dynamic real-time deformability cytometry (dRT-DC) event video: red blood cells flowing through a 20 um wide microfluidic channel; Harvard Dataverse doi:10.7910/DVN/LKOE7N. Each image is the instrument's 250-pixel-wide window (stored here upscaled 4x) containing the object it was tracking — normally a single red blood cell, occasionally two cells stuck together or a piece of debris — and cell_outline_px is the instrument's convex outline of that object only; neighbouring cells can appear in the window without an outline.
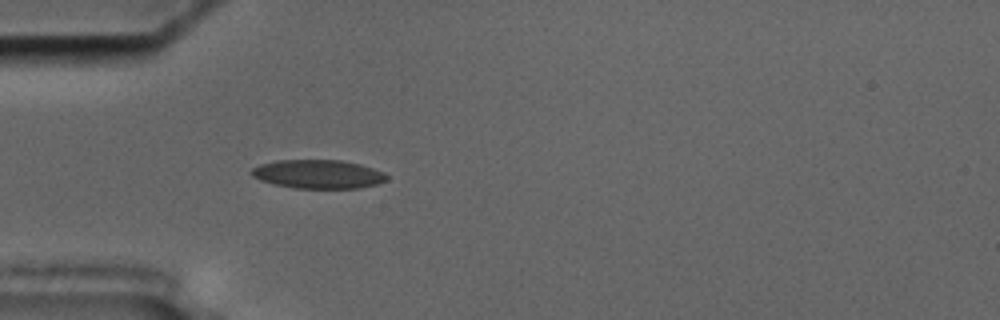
{"species": "common noctule bat (a hibernating species)", "species_latin": "Nyctalus noctula", "temperature_condition": "cold", "stored_images_in_passage": 45, "camera_frame_rate_fps": 3000, "um_per_image_px": 0.085, "animal": {"sex": "male", "body_mass_g": 17.5, "forearm_length_mm": 52.3}, "frame": {"image": 1, "passage_image": 6, "time_ms": 1.667, "image_size_px": [1000, 320], "cell_outline_px": [[388, 180], [376, 184], [360, 188], [296, 188], [276, 184], [260, 180], [252, 176], [248, 172], [252, 168], [260, 164], [276, 160], [340, 160], [360, 164], [384, 172], [388, 176]], "centroid_in_image_um": [27.03, 14.8], "position_along_channel_um": 58.0, "area_um2": 22.66}}
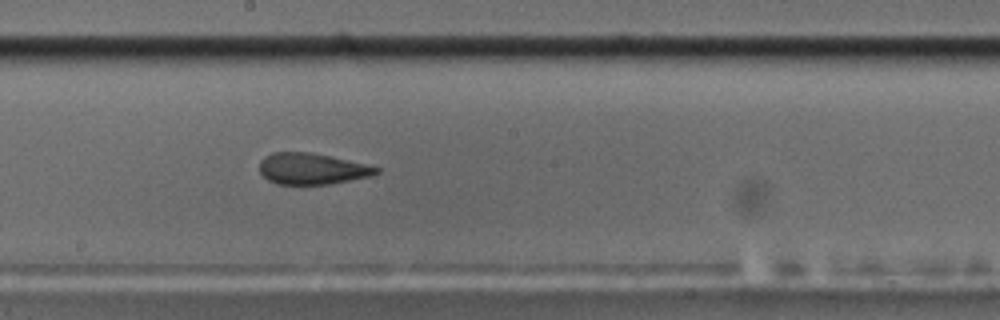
{"frame": {"image": 2, "passage_image": 20, "time_ms": 6.333, "image_size_px": [1000, 320], "cell_outline_px": [[380, 172], [372, 176], [328, 184], [276, 184], [268, 180], [260, 172], [260, 160], [264, 156], [272, 152], [312, 152], [372, 164], [380, 168]], "centroid_in_image_um": [26.57, 14.33], "position_along_channel_um": 221.6, "area_um2": 21.62}}
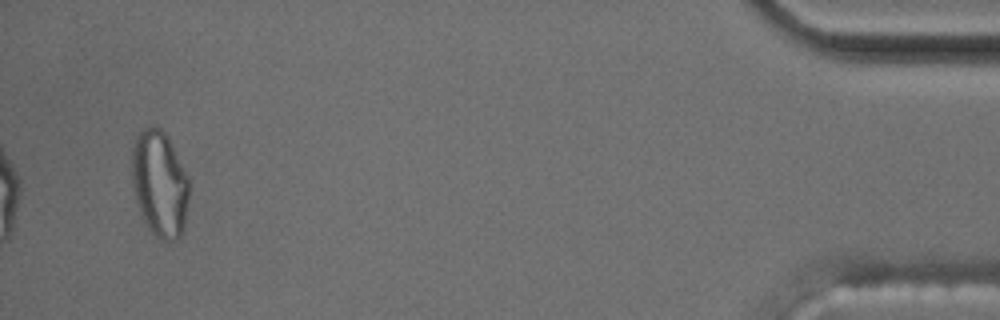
{"frame": {"image": 3, "passage_image": 43, "time_ms": 14.0, "image_size_px": [1000, 320], "cell_outline_px": [[188, 196], [184, 224], [180, 236], [176, 240], [160, 240], [148, 228], [140, 212], [132, 188], [132, 148], [136, 136], [144, 128], [152, 124], [156, 124], [168, 136], [188, 180]], "centroid_in_image_um": [13.53, 15.59], "position_along_channel_um": 421.7, "area_um2": 35.2}, "authors_computed_cell_mechanics": {"area_um2": 22.4842, "velocity_mm_per_s": 3.6121, "shape_relaxation_time_tau1_ms": null, "shape_relaxation_time_tau2_ms": 1.8178, "deformation_change_tau1": null, "deformation_change_tau2": 0.0897}}